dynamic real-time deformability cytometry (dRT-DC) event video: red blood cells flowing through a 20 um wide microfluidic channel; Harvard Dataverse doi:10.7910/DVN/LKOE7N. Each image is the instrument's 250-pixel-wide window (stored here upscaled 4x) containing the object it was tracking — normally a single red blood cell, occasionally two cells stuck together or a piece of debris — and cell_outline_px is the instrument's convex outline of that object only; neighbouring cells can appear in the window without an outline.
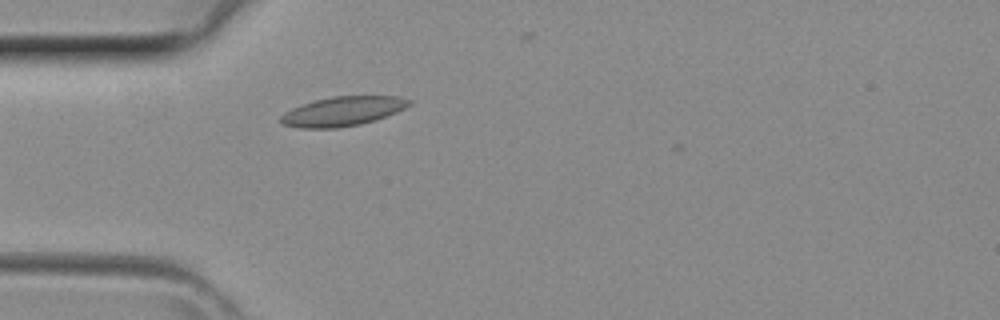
{"species": "common noctule bat (a hibernating species)", "species_latin": "Nyctalus noctula", "temperature_condition": "room temperature", "stored_images_in_passage": 9, "camera_frame_rate_fps": 3000, "um_per_image_px": 0.085, "animal": {"sex": "female", "body_mass_g": 29.2, "forearm_length_mm": 56.3}, "frame": {"image": 1, "passage_image": 3, "time_ms": 0.667, "image_size_px": [1000, 320], "cell_outline_px": [[412, 104], [396, 112], [360, 124], [336, 128], [300, 128], [280, 124], [280, 116], [284, 112], [292, 108], [312, 100], [332, 96], [400, 96], [412, 100]], "centroid_in_image_um": [29.09, 9.45], "position_along_channel_um": 55.9, "area_um2": 22.02}}
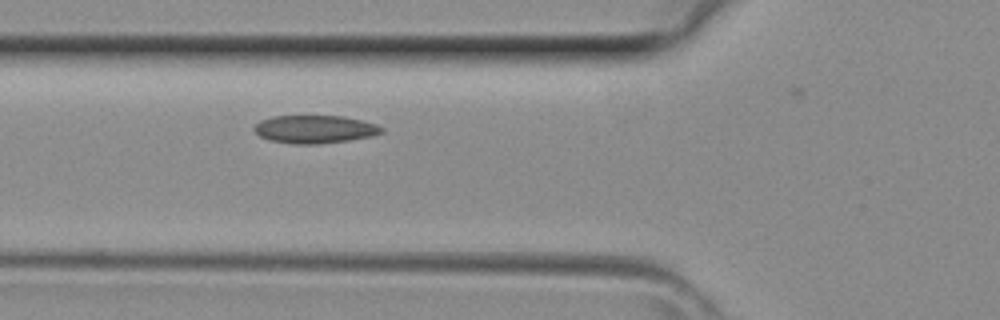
{"frame": {"image": 2, "passage_image": 6, "time_ms": 1.667, "image_size_px": [1000, 320], "cell_outline_px": [[384, 132], [372, 136], [348, 140], [316, 144], [292, 144], [268, 140], [260, 136], [252, 128], [260, 120], [272, 116], [344, 116], [364, 120], [376, 124], [384, 128]], "centroid_in_image_um": [26.76, 10.98], "position_along_channel_um": 99.0, "area_um2": 20.92}}
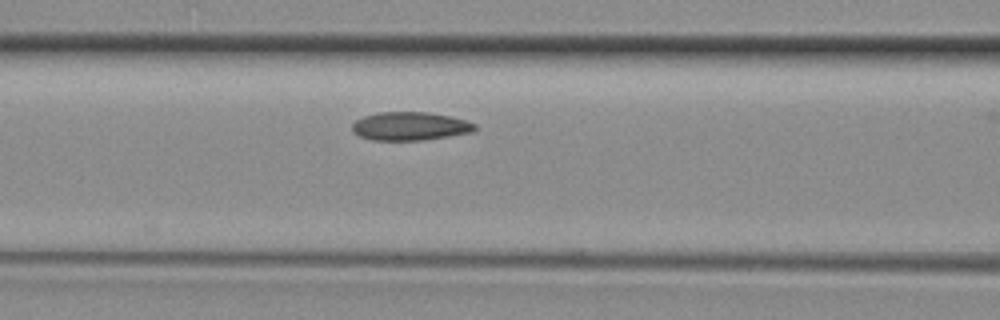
{"frame": {"image": 3, "passage_image": 8, "time_ms": 2.333, "image_size_px": [1000, 320], "cell_outline_px": [[476, 128], [472, 132], [424, 140], [372, 140], [360, 136], [352, 132], [352, 124], [356, 120], [364, 116], [380, 112], [428, 112], [448, 116], [464, 120], [476, 124]], "centroid_in_image_um": [34.82, 10.73], "position_along_channel_um": 131.8, "area_um2": 20.17}}